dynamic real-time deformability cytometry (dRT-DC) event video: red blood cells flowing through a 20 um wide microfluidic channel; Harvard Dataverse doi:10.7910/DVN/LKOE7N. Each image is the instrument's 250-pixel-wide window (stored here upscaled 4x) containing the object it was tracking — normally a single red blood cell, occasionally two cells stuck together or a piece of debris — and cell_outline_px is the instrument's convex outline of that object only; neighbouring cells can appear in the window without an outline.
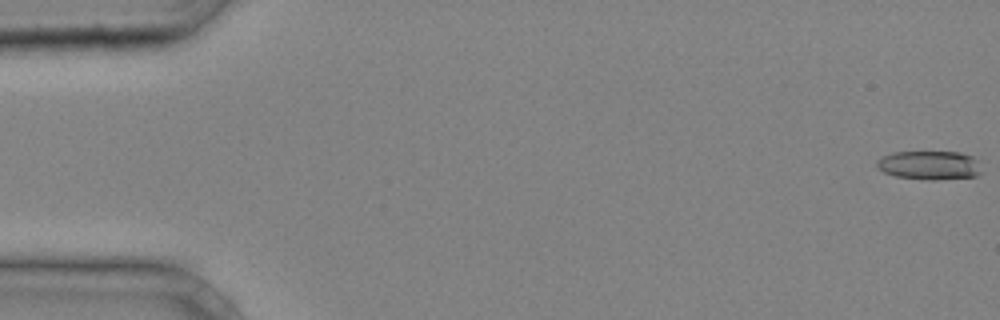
{"species": "common noctule bat (a hibernating species)", "species_latin": "Nyctalus noctula", "temperature_condition": "cold", "stored_images_in_passage": 41, "camera_frame_rate_fps": 3000, "um_per_image_px": 0.085, "animal": {"sex": "male", "body_mass_g": 20.4}, "frame": {"image": 1, "passage_image": 1, "time_ms": 0.0, "image_size_px": [1000, 320], "cell_outline_px": [[984, 172], [976, 176], [932, 180], [896, 176], [884, 172], [876, 164], [876, 160], [892, 152], [960, 152], [972, 156], [976, 160]], "centroid_in_image_um": [79.04, 14.04], "position_along_channel_um": 6.0, "area_um2": 17.51}}
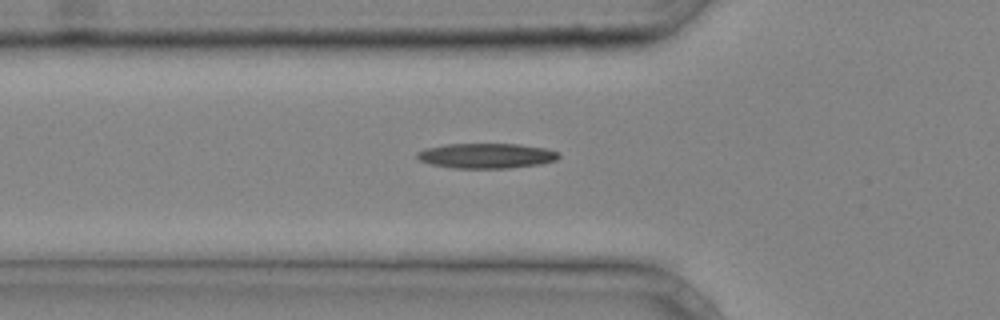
{"frame": {"image": 2, "passage_image": 15, "time_ms": 4.667, "image_size_px": [1000, 320], "cell_outline_px": [[560, 156], [556, 160], [540, 164], [508, 168], [456, 168], [428, 164], [420, 160], [416, 156], [416, 152], [424, 148], [444, 144], [520, 144], [548, 148], [560, 152]], "centroid_in_image_um": [41.34, 13.23], "position_along_channel_um": 84.5, "area_um2": 20.92}}
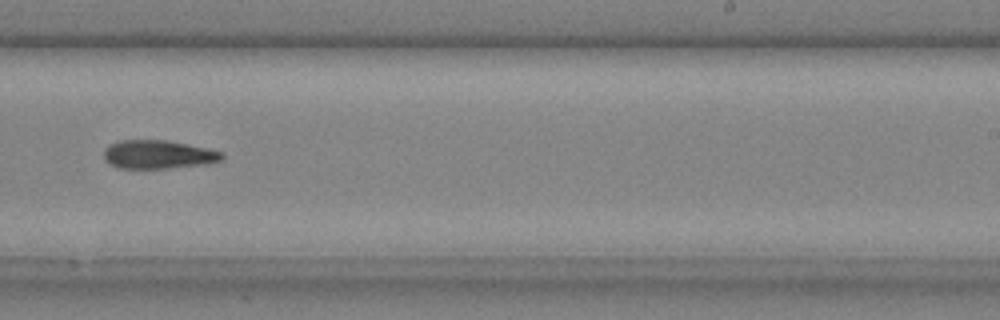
{"frame": {"image": 3, "passage_image": 27, "time_ms": 8.667, "image_size_px": [1000, 320], "cell_outline_px": [[224, 156], [220, 160], [208, 164], [168, 168], [120, 168], [108, 164], [104, 160], [104, 148], [108, 144], [120, 140], [168, 140], [208, 148], [224, 152]], "centroid_in_image_um": [13.43, 13.12], "position_along_channel_um": 275.6, "area_um2": 19.88}}